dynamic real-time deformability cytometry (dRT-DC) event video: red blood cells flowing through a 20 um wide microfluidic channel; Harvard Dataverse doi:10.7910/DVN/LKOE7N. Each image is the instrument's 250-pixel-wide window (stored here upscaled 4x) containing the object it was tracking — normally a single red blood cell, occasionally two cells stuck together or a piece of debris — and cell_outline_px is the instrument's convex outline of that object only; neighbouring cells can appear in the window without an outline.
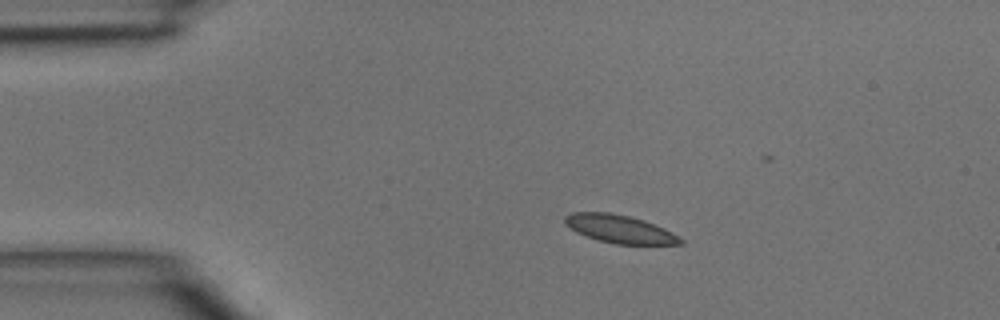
{"species": "common noctule bat (a hibernating species)", "species_latin": "Nyctalus noctula", "temperature_condition": "room temperature", "stored_images_in_passage": 4, "segment_of_instrument_passage": [1, 2], "camera_frame_rate_fps": 3000, "um_per_image_px": 0.085, "animal": {"sex": "male", "body_mass_g": 15.6}, "frame": {"image": 1, "passage_image": 2, "time_ms": 0.333, "image_size_px": [1000, 320], "cell_outline_px": [[684, 244], [616, 244], [596, 240], [576, 232], [564, 224], [564, 216], [572, 212], [608, 212], [628, 216], [644, 220], [664, 228], [672, 232], [684, 240]], "centroid_in_image_um": [52.65, 19.46], "position_along_channel_um": 32.3, "area_um2": 18.96}}